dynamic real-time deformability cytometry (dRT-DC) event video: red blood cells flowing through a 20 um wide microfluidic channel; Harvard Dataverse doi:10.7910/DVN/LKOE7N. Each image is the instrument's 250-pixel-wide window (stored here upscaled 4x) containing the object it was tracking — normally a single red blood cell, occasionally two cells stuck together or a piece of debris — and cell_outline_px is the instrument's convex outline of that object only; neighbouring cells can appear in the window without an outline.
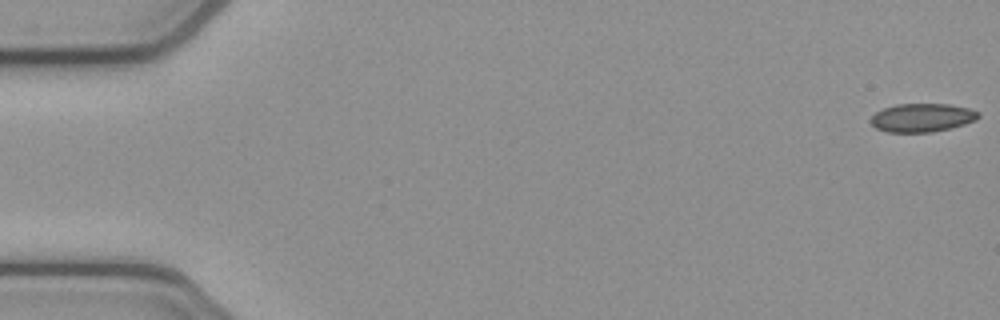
{"species": "common noctule bat (a hibernating species)", "species_latin": "Nyctalus noctula", "temperature_condition": "cold", "stored_images_in_passage": 20, "camera_frame_rate_fps": 3000, "um_per_image_px": 0.085, "animal": {"sex": "female", "body_mass_g": 21.9}, "frame": {"image": 1, "passage_image": 1, "time_ms": 0.0, "image_size_px": [1000, 320], "cell_outline_px": [[980, 116], [976, 120], [964, 124], [932, 132], [888, 132], [876, 128], [868, 120], [876, 112], [884, 108], [896, 104], [948, 104], [968, 108], [980, 112]], "centroid_in_image_um": [78.37, 10.0], "position_along_channel_um": 6.6, "area_um2": 17.8}}
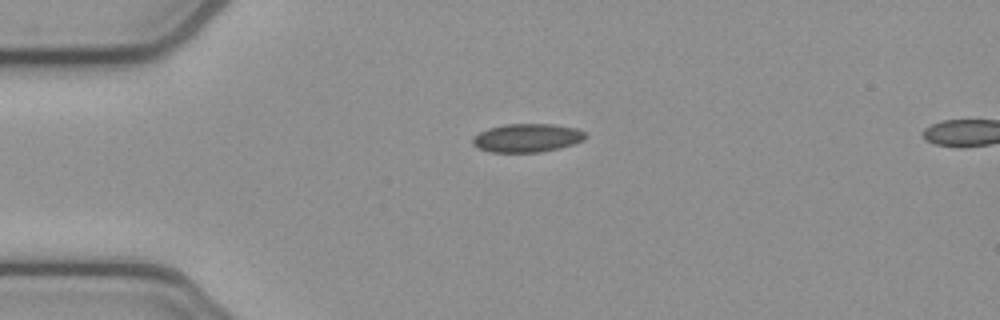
{"frame": {"image": 2, "passage_image": 13, "time_ms": 4.0, "image_size_px": [1000, 320], "cell_outline_px": [[588, 136], [584, 140], [560, 148], [540, 152], [488, 152], [472, 144], [472, 136], [488, 128], [504, 124], [552, 124], [576, 128], [584, 132]], "centroid_in_image_um": [44.79, 11.72], "position_along_channel_um": 40.2, "area_um2": 18.79}}
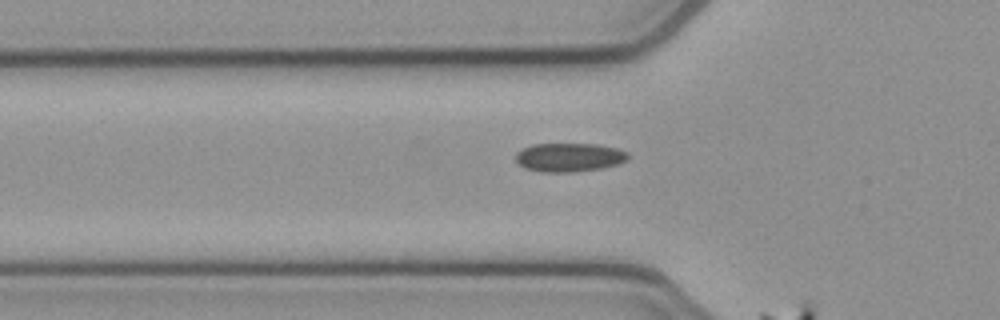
{"frame": {"image": 3, "passage_image": 18, "time_ms": 5.667, "image_size_px": [1000, 320], "cell_outline_px": [[628, 160], [620, 164], [600, 168], [572, 172], [544, 172], [524, 168], [516, 160], [516, 152], [532, 144], [596, 144], [616, 148], [628, 152]], "centroid_in_image_um": [48.4, 13.37], "position_along_channel_um": 77.4, "area_um2": 18.79}}